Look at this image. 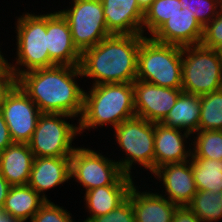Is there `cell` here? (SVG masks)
Wrapping results in <instances>:
<instances>
[{
    "instance_id": "1",
    "label": "cell",
    "mask_w": 222,
    "mask_h": 222,
    "mask_svg": "<svg viewBox=\"0 0 222 222\" xmlns=\"http://www.w3.org/2000/svg\"><path fill=\"white\" fill-rule=\"evenodd\" d=\"M79 78L83 79L80 66L55 65L25 72L17 84L42 113H63L79 120L84 100Z\"/></svg>"
},
{
    "instance_id": "2",
    "label": "cell",
    "mask_w": 222,
    "mask_h": 222,
    "mask_svg": "<svg viewBox=\"0 0 222 222\" xmlns=\"http://www.w3.org/2000/svg\"><path fill=\"white\" fill-rule=\"evenodd\" d=\"M143 34L110 35L81 53L82 77L92 85L133 83L137 78V55Z\"/></svg>"
},
{
    "instance_id": "3",
    "label": "cell",
    "mask_w": 222,
    "mask_h": 222,
    "mask_svg": "<svg viewBox=\"0 0 222 222\" xmlns=\"http://www.w3.org/2000/svg\"><path fill=\"white\" fill-rule=\"evenodd\" d=\"M135 116L133 83L90 86L84 90L83 111L78 120L79 135L85 130L108 125L114 129Z\"/></svg>"
},
{
    "instance_id": "4",
    "label": "cell",
    "mask_w": 222,
    "mask_h": 222,
    "mask_svg": "<svg viewBox=\"0 0 222 222\" xmlns=\"http://www.w3.org/2000/svg\"><path fill=\"white\" fill-rule=\"evenodd\" d=\"M16 18V57L12 63L8 62L16 77L34 69L55 66L47 49L46 14L28 11Z\"/></svg>"
},
{
    "instance_id": "5",
    "label": "cell",
    "mask_w": 222,
    "mask_h": 222,
    "mask_svg": "<svg viewBox=\"0 0 222 222\" xmlns=\"http://www.w3.org/2000/svg\"><path fill=\"white\" fill-rule=\"evenodd\" d=\"M136 80L182 89V47L145 37L138 50Z\"/></svg>"
},
{
    "instance_id": "6",
    "label": "cell",
    "mask_w": 222,
    "mask_h": 222,
    "mask_svg": "<svg viewBox=\"0 0 222 222\" xmlns=\"http://www.w3.org/2000/svg\"><path fill=\"white\" fill-rule=\"evenodd\" d=\"M114 140L125 156L117 161L122 172L133 177L135 165L154 172V123L140 117H132L114 128ZM118 142V143H117ZM124 157V158H122ZM133 167V168H132ZM133 174V175H132Z\"/></svg>"
},
{
    "instance_id": "7",
    "label": "cell",
    "mask_w": 222,
    "mask_h": 222,
    "mask_svg": "<svg viewBox=\"0 0 222 222\" xmlns=\"http://www.w3.org/2000/svg\"><path fill=\"white\" fill-rule=\"evenodd\" d=\"M222 88V62L217 50L201 44L182 47V90L202 96Z\"/></svg>"
},
{
    "instance_id": "8",
    "label": "cell",
    "mask_w": 222,
    "mask_h": 222,
    "mask_svg": "<svg viewBox=\"0 0 222 222\" xmlns=\"http://www.w3.org/2000/svg\"><path fill=\"white\" fill-rule=\"evenodd\" d=\"M77 120L63 113H42L36 129L28 142L34 157H71L77 148L72 145L79 136V124L67 120Z\"/></svg>"
},
{
    "instance_id": "9",
    "label": "cell",
    "mask_w": 222,
    "mask_h": 222,
    "mask_svg": "<svg viewBox=\"0 0 222 222\" xmlns=\"http://www.w3.org/2000/svg\"><path fill=\"white\" fill-rule=\"evenodd\" d=\"M66 7L58 11L67 20L73 43L81 53L111 35L101 0H72Z\"/></svg>"
},
{
    "instance_id": "10",
    "label": "cell",
    "mask_w": 222,
    "mask_h": 222,
    "mask_svg": "<svg viewBox=\"0 0 222 222\" xmlns=\"http://www.w3.org/2000/svg\"><path fill=\"white\" fill-rule=\"evenodd\" d=\"M124 173L115 161L90 147H77L70 157L71 180L79 183L84 191L113 185Z\"/></svg>"
},
{
    "instance_id": "11",
    "label": "cell",
    "mask_w": 222,
    "mask_h": 222,
    "mask_svg": "<svg viewBox=\"0 0 222 222\" xmlns=\"http://www.w3.org/2000/svg\"><path fill=\"white\" fill-rule=\"evenodd\" d=\"M13 142L28 143L42 112L17 84L0 107Z\"/></svg>"
},
{
    "instance_id": "12",
    "label": "cell",
    "mask_w": 222,
    "mask_h": 222,
    "mask_svg": "<svg viewBox=\"0 0 222 222\" xmlns=\"http://www.w3.org/2000/svg\"><path fill=\"white\" fill-rule=\"evenodd\" d=\"M133 87L136 116L153 123H161L166 118L183 91L142 80H135Z\"/></svg>"
},
{
    "instance_id": "13",
    "label": "cell",
    "mask_w": 222,
    "mask_h": 222,
    "mask_svg": "<svg viewBox=\"0 0 222 222\" xmlns=\"http://www.w3.org/2000/svg\"><path fill=\"white\" fill-rule=\"evenodd\" d=\"M163 189L159 194L178 206H187L197 193L191 161L166 164L157 168L151 175ZM164 191V192H163ZM163 193V194H162Z\"/></svg>"
},
{
    "instance_id": "14",
    "label": "cell",
    "mask_w": 222,
    "mask_h": 222,
    "mask_svg": "<svg viewBox=\"0 0 222 222\" xmlns=\"http://www.w3.org/2000/svg\"><path fill=\"white\" fill-rule=\"evenodd\" d=\"M47 49L55 65L80 66L81 52L74 45L67 20L59 11L46 13Z\"/></svg>"
},
{
    "instance_id": "15",
    "label": "cell",
    "mask_w": 222,
    "mask_h": 222,
    "mask_svg": "<svg viewBox=\"0 0 222 222\" xmlns=\"http://www.w3.org/2000/svg\"><path fill=\"white\" fill-rule=\"evenodd\" d=\"M191 137L186 131L154 123V171L166 164L189 161L192 155Z\"/></svg>"
},
{
    "instance_id": "16",
    "label": "cell",
    "mask_w": 222,
    "mask_h": 222,
    "mask_svg": "<svg viewBox=\"0 0 222 222\" xmlns=\"http://www.w3.org/2000/svg\"><path fill=\"white\" fill-rule=\"evenodd\" d=\"M203 36V26L187 8L171 16L151 38L159 43L180 47L198 45Z\"/></svg>"
},
{
    "instance_id": "17",
    "label": "cell",
    "mask_w": 222,
    "mask_h": 222,
    "mask_svg": "<svg viewBox=\"0 0 222 222\" xmlns=\"http://www.w3.org/2000/svg\"><path fill=\"white\" fill-rule=\"evenodd\" d=\"M108 32L111 35L143 34L144 11L137 0H101Z\"/></svg>"
},
{
    "instance_id": "18",
    "label": "cell",
    "mask_w": 222,
    "mask_h": 222,
    "mask_svg": "<svg viewBox=\"0 0 222 222\" xmlns=\"http://www.w3.org/2000/svg\"><path fill=\"white\" fill-rule=\"evenodd\" d=\"M135 182L131 186L128 198L132 203V208L136 222H172L173 214L178 205L170 202L167 198L160 195L159 189L148 191L137 186ZM140 189V190H139ZM158 190V192H156Z\"/></svg>"
},
{
    "instance_id": "19",
    "label": "cell",
    "mask_w": 222,
    "mask_h": 222,
    "mask_svg": "<svg viewBox=\"0 0 222 222\" xmlns=\"http://www.w3.org/2000/svg\"><path fill=\"white\" fill-rule=\"evenodd\" d=\"M69 180L70 157H34L27 185L49 201L45 193Z\"/></svg>"
},
{
    "instance_id": "20",
    "label": "cell",
    "mask_w": 222,
    "mask_h": 222,
    "mask_svg": "<svg viewBox=\"0 0 222 222\" xmlns=\"http://www.w3.org/2000/svg\"><path fill=\"white\" fill-rule=\"evenodd\" d=\"M134 177L123 174L113 185L97 187L86 191L84 194V209L86 208L90 218L108 214L119 206L128 196L131 186L134 184ZM91 214V215H90Z\"/></svg>"
},
{
    "instance_id": "21",
    "label": "cell",
    "mask_w": 222,
    "mask_h": 222,
    "mask_svg": "<svg viewBox=\"0 0 222 222\" xmlns=\"http://www.w3.org/2000/svg\"><path fill=\"white\" fill-rule=\"evenodd\" d=\"M33 161L28 143L13 142L0 152V172L11 186L27 185Z\"/></svg>"
},
{
    "instance_id": "22",
    "label": "cell",
    "mask_w": 222,
    "mask_h": 222,
    "mask_svg": "<svg viewBox=\"0 0 222 222\" xmlns=\"http://www.w3.org/2000/svg\"><path fill=\"white\" fill-rule=\"evenodd\" d=\"M200 111V96L182 91L161 123L193 135L198 131Z\"/></svg>"
},
{
    "instance_id": "23",
    "label": "cell",
    "mask_w": 222,
    "mask_h": 222,
    "mask_svg": "<svg viewBox=\"0 0 222 222\" xmlns=\"http://www.w3.org/2000/svg\"><path fill=\"white\" fill-rule=\"evenodd\" d=\"M45 202L46 200L29 185L11 186L2 210L26 222L32 220Z\"/></svg>"
},
{
    "instance_id": "24",
    "label": "cell",
    "mask_w": 222,
    "mask_h": 222,
    "mask_svg": "<svg viewBox=\"0 0 222 222\" xmlns=\"http://www.w3.org/2000/svg\"><path fill=\"white\" fill-rule=\"evenodd\" d=\"M197 190L222 191V160L190 158Z\"/></svg>"
},
{
    "instance_id": "25",
    "label": "cell",
    "mask_w": 222,
    "mask_h": 222,
    "mask_svg": "<svg viewBox=\"0 0 222 222\" xmlns=\"http://www.w3.org/2000/svg\"><path fill=\"white\" fill-rule=\"evenodd\" d=\"M202 222H216L222 219V191L197 190L187 205Z\"/></svg>"
},
{
    "instance_id": "26",
    "label": "cell",
    "mask_w": 222,
    "mask_h": 222,
    "mask_svg": "<svg viewBox=\"0 0 222 222\" xmlns=\"http://www.w3.org/2000/svg\"><path fill=\"white\" fill-rule=\"evenodd\" d=\"M181 9L179 0H155L144 12L143 35L151 37L171 16Z\"/></svg>"
},
{
    "instance_id": "27",
    "label": "cell",
    "mask_w": 222,
    "mask_h": 222,
    "mask_svg": "<svg viewBox=\"0 0 222 222\" xmlns=\"http://www.w3.org/2000/svg\"><path fill=\"white\" fill-rule=\"evenodd\" d=\"M192 136V158L222 160V130H198Z\"/></svg>"
},
{
    "instance_id": "28",
    "label": "cell",
    "mask_w": 222,
    "mask_h": 222,
    "mask_svg": "<svg viewBox=\"0 0 222 222\" xmlns=\"http://www.w3.org/2000/svg\"><path fill=\"white\" fill-rule=\"evenodd\" d=\"M198 130H222V88L200 96Z\"/></svg>"
},
{
    "instance_id": "29",
    "label": "cell",
    "mask_w": 222,
    "mask_h": 222,
    "mask_svg": "<svg viewBox=\"0 0 222 222\" xmlns=\"http://www.w3.org/2000/svg\"><path fill=\"white\" fill-rule=\"evenodd\" d=\"M182 8H187L190 13H194L195 18L204 27L214 19L220 9L218 0H179Z\"/></svg>"
},
{
    "instance_id": "30",
    "label": "cell",
    "mask_w": 222,
    "mask_h": 222,
    "mask_svg": "<svg viewBox=\"0 0 222 222\" xmlns=\"http://www.w3.org/2000/svg\"><path fill=\"white\" fill-rule=\"evenodd\" d=\"M72 217L70 211L68 212L65 207L49 200L39 208L30 222H75Z\"/></svg>"
},
{
    "instance_id": "31",
    "label": "cell",
    "mask_w": 222,
    "mask_h": 222,
    "mask_svg": "<svg viewBox=\"0 0 222 222\" xmlns=\"http://www.w3.org/2000/svg\"><path fill=\"white\" fill-rule=\"evenodd\" d=\"M200 44L215 50L222 45V9L214 19L203 27Z\"/></svg>"
},
{
    "instance_id": "32",
    "label": "cell",
    "mask_w": 222,
    "mask_h": 222,
    "mask_svg": "<svg viewBox=\"0 0 222 222\" xmlns=\"http://www.w3.org/2000/svg\"><path fill=\"white\" fill-rule=\"evenodd\" d=\"M87 222H136L132 203L127 197L108 214L90 218Z\"/></svg>"
},
{
    "instance_id": "33",
    "label": "cell",
    "mask_w": 222,
    "mask_h": 222,
    "mask_svg": "<svg viewBox=\"0 0 222 222\" xmlns=\"http://www.w3.org/2000/svg\"><path fill=\"white\" fill-rule=\"evenodd\" d=\"M17 85V77L8 65L7 57L0 64V107L7 95Z\"/></svg>"
},
{
    "instance_id": "34",
    "label": "cell",
    "mask_w": 222,
    "mask_h": 222,
    "mask_svg": "<svg viewBox=\"0 0 222 222\" xmlns=\"http://www.w3.org/2000/svg\"><path fill=\"white\" fill-rule=\"evenodd\" d=\"M172 222H202L188 206H178L172 218Z\"/></svg>"
},
{
    "instance_id": "35",
    "label": "cell",
    "mask_w": 222,
    "mask_h": 222,
    "mask_svg": "<svg viewBox=\"0 0 222 222\" xmlns=\"http://www.w3.org/2000/svg\"><path fill=\"white\" fill-rule=\"evenodd\" d=\"M13 141L11 139L8 126L0 109V152L4 151Z\"/></svg>"
},
{
    "instance_id": "36",
    "label": "cell",
    "mask_w": 222,
    "mask_h": 222,
    "mask_svg": "<svg viewBox=\"0 0 222 222\" xmlns=\"http://www.w3.org/2000/svg\"><path fill=\"white\" fill-rule=\"evenodd\" d=\"M10 187L11 185L7 182V180L2 176L0 172V210L3 209L5 199Z\"/></svg>"
},
{
    "instance_id": "37",
    "label": "cell",
    "mask_w": 222,
    "mask_h": 222,
    "mask_svg": "<svg viewBox=\"0 0 222 222\" xmlns=\"http://www.w3.org/2000/svg\"><path fill=\"white\" fill-rule=\"evenodd\" d=\"M0 222H22L20 219L14 218L9 213L0 210Z\"/></svg>"
},
{
    "instance_id": "38",
    "label": "cell",
    "mask_w": 222,
    "mask_h": 222,
    "mask_svg": "<svg viewBox=\"0 0 222 222\" xmlns=\"http://www.w3.org/2000/svg\"><path fill=\"white\" fill-rule=\"evenodd\" d=\"M155 0H137L139 7L145 12Z\"/></svg>"
},
{
    "instance_id": "39",
    "label": "cell",
    "mask_w": 222,
    "mask_h": 222,
    "mask_svg": "<svg viewBox=\"0 0 222 222\" xmlns=\"http://www.w3.org/2000/svg\"><path fill=\"white\" fill-rule=\"evenodd\" d=\"M216 50H217V52L219 54V57H220V60L222 62V45L219 48H217Z\"/></svg>"
},
{
    "instance_id": "40",
    "label": "cell",
    "mask_w": 222,
    "mask_h": 222,
    "mask_svg": "<svg viewBox=\"0 0 222 222\" xmlns=\"http://www.w3.org/2000/svg\"><path fill=\"white\" fill-rule=\"evenodd\" d=\"M4 53H2L1 48H0V64L6 59L3 55Z\"/></svg>"
},
{
    "instance_id": "41",
    "label": "cell",
    "mask_w": 222,
    "mask_h": 222,
    "mask_svg": "<svg viewBox=\"0 0 222 222\" xmlns=\"http://www.w3.org/2000/svg\"><path fill=\"white\" fill-rule=\"evenodd\" d=\"M218 1H219L220 9H222V0H218Z\"/></svg>"
}]
</instances>
